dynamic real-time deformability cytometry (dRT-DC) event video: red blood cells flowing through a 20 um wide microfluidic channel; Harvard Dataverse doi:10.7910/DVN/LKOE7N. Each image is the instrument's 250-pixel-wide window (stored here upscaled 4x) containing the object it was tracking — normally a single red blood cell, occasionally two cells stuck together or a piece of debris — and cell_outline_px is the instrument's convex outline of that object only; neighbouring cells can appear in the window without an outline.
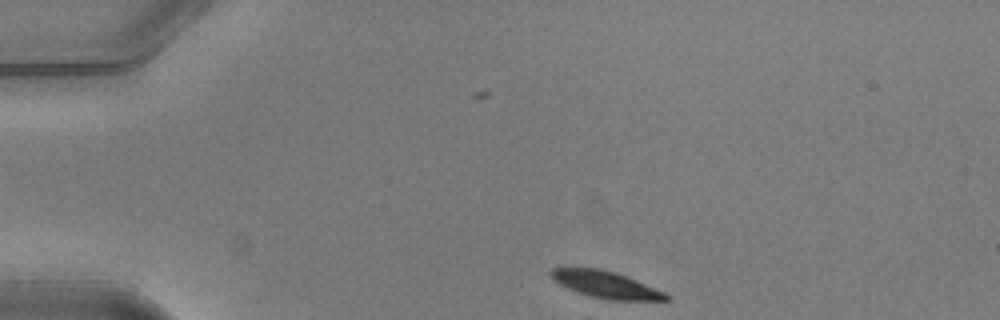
{"species": "common noctule bat (a hibernating species)", "species_latin": "Nyctalus noctula", "temperature_condition": "warm", "stored_images_in_passage": 36, "camera_frame_rate_fps": 3000, "um_per_image_px": 0.085, "animal": {"sex": "male", "body_mass_g": 20.5, "forearm_length_mm": 52.5}, "frame": {"image": 1, "passage_image": 1, "time_ms": 0.0, "image_size_px": [1000, 320], "cell_outline_px": [[672, 296], [668, 300], [608, 300], [576, 292], [552, 280], [548, 272], [552, 268], [600, 268], [616, 272], [628, 276], [664, 292]], "centroid_in_image_um": [51.49, 24.18], "position_along_channel_um": 33.5, "area_um2": 18.09}}
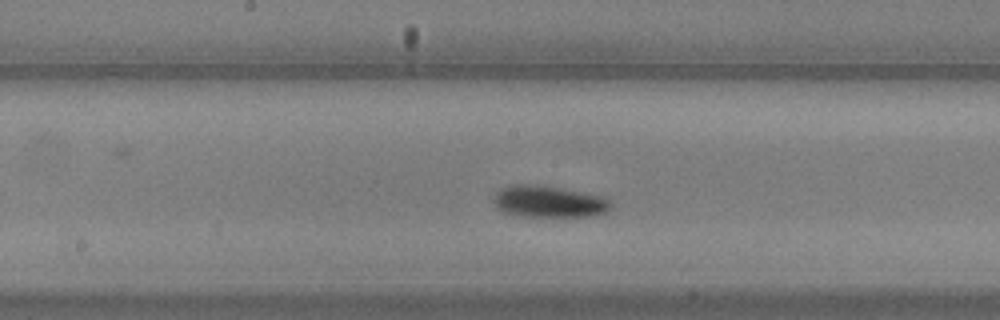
{"frame": {"image": 2, "passage_image": 18, "time_ms": 5.667, "image_size_px": [1000, 320], "cell_outline_px": [[612, 204], [608, 212], [596, 216], [520, 216], [504, 212], [496, 208], [496, 192], [500, 188], [516, 184], [544, 184], [584, 192], [600, 196], [608, 200]], "centroid_in_image_um": [46.68, 17.12], "position_along_channel_um": 201.5, "area_um2": 21.79}}
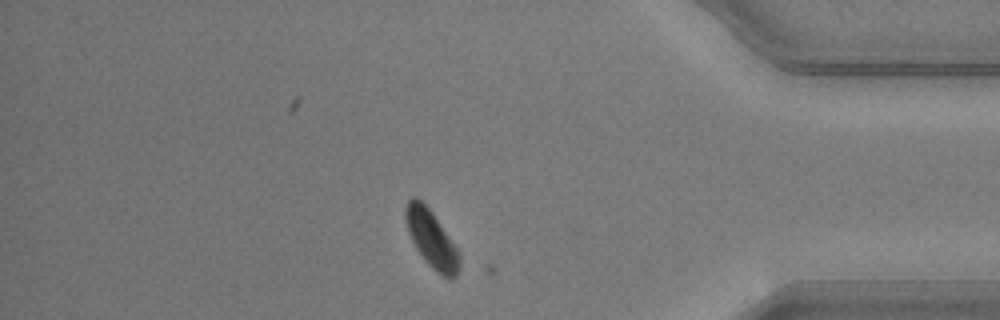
{"frame": {"image": 3, "passage_image": 35, "time_ms": 11.333, "image_size_px": [1000, 320], "cell_outline_px": [[460, 268], [456, 276], [452, 280], [448, 280], [440, 276], [424, 260], [416, 248], [408, 232], [404, 220], [404, 208], [408, 200], [412, 196], [416, 196], [432, 212], [460, 252]], "centroid_in_image_um": [36.68, 20.35], "position_along_channel_um": 398.5, "area_um2": 18.32}}